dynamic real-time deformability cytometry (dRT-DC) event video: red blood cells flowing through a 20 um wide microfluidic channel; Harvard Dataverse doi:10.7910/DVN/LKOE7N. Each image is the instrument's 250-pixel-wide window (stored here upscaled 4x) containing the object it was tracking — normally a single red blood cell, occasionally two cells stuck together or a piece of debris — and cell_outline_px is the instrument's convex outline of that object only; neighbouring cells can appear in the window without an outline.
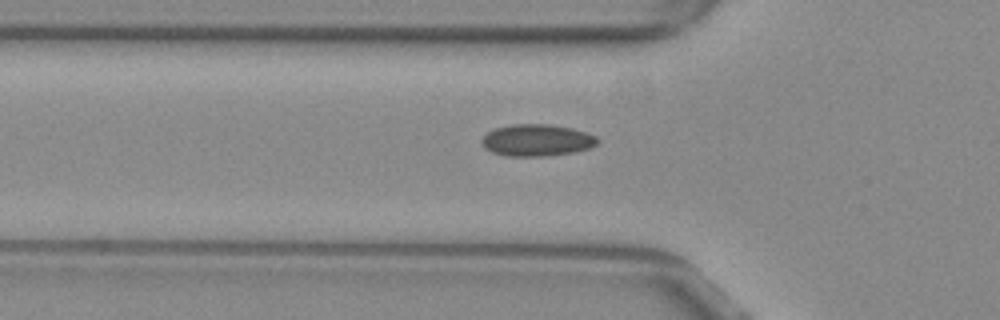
{"species": "common noctule bat (a hibernating species)", "species_latin": "Nyctalus noctula", "temperature_condition": "warm", "stored_images_in_passage": 34, "camera_frame_rate_fps": 3000, "um_per_image_px": 0.085, "animal": {"sex": "female", "body_mass_g": 29.2, "forearm_length_mm": 56.3}, "frame": {"image": 1, "passage_image": 4, "time_ms": 1.0, "image_size_px": [1000, 320], "cell_outline_px": [[600, 140], [592, 148], [572, 152], [544, 156], [504, 156], [492, 152], [484, 148], [480, 140], [488, 132], [496, 128], [512, 124], [548, 124], [572, 128], [596, 136]], "centroid_in_image_um": [45.62, 11.92], "position_along_channel_um": 80.2, "area_um2": 21.5}}
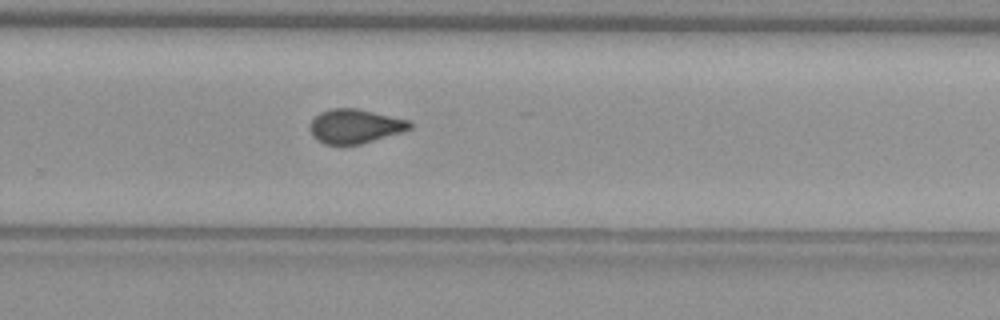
{"frame": {"image": 2, "passage_image": 21, "time_ms": 6.667, "image_size_px": [1000, 320], "cell_outline_px": [[412, 128], [400, 132], [360, 144], [340, 148], [324, 144], [316, 140], [312, 136], [308, 128], [312, 120], [320, 112], [332, 108], [356, 108], [408, 120], [412, 124]], "centroid_in_image_um": [30.09, 10.77], "position_along_channel_um": 299.7, "area_um2": 20.23}}
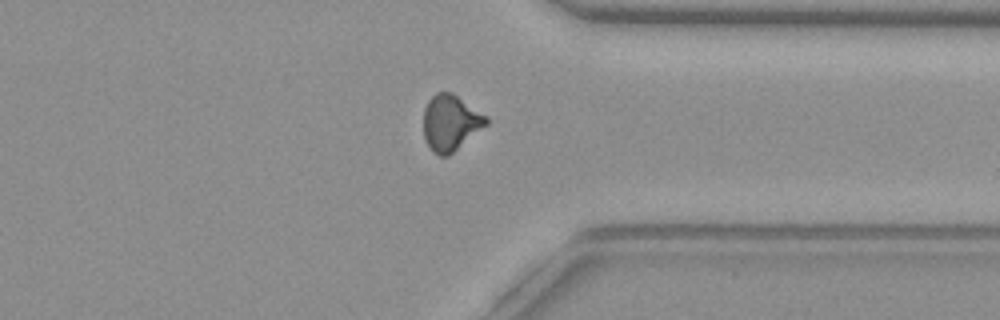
{"frame": {"image": 3, "passage_image": 27, "time_ms": 8.667, "image_size_px": [1000, 320], "cell_outline_px": [[488, 124], [448, 156], [440, 156], [432, 152], [424, 140], [424, 108], [428, 100], [436, 92], [448, 92], [456, 96], [488, 116]], "centroid_in_image_um": [38.28, 10.45], "position_along_channel_um": 373.1, "area_um2": 20.35}}